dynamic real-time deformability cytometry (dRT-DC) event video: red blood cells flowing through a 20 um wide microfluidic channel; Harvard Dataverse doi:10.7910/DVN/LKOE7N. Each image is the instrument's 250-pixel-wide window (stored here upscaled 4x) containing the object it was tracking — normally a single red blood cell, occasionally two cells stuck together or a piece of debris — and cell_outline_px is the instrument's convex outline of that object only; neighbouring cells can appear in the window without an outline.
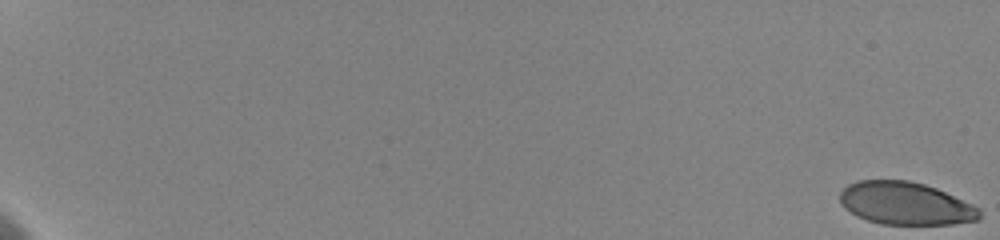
{"species": "human", "species_latin": "Homo sapiens", "temperature_condition": "cold", "stored_images_in_passage": 26, "camera_frame_rate_fps": 3000, "um_per_image_px": 0.085, "donor": {"sex": "female"}, "frame": {"image": 1, "passage_image": 1, "time_ms": 0.0, "image_size_px": [1000, 240], "cell_outline_px": [[980, 220], [952, 224], [880, 224], [856, 216], [844, 208], [840, 204], [840, 192], [848, 184], [856, 180], [908, 180], [924, 184], [936, 188], [972, 204], [980, 208]], "centroid_in_image_um": [76.95, 17.29], "position_along_channel_um": 8.1, "area_um2": 34.85}}
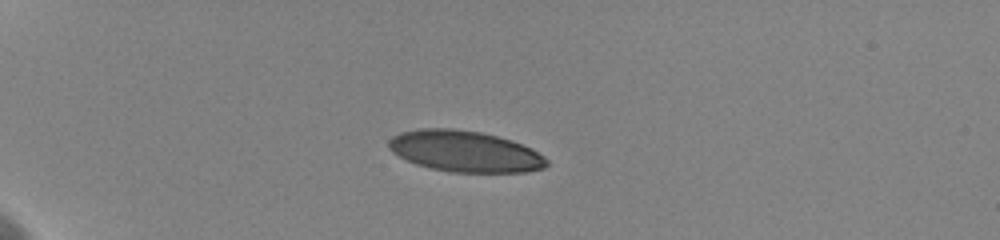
{"frame": {"image": 2, "passage_image": 9, "time_ms": 6.0, "image_size_px": [1000, 240], "cell_outline_px": [[548, 164], [544, 168], [528, 172], [452, 172], [432, 168], [416, 164], [392, 152], [388, 148], [388, 140], [392, 136], [400, 132], [424, 128], [452, 128], [480, 132], [512, 140], [532, 148], [544, 156], [548, 160]], "centroid_in_image_um": [39.53, 12.86], "position_along_channel_um": 45.5, "area_um2": 37.92}}
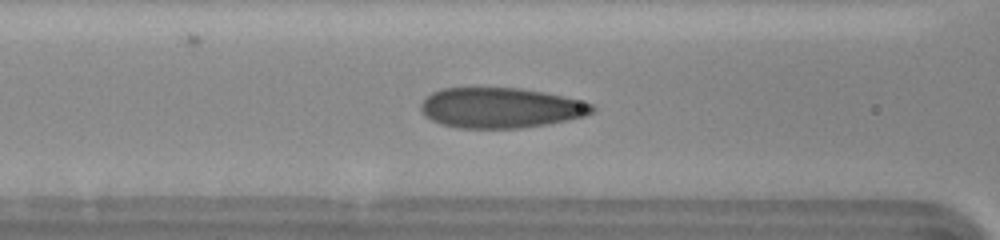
{"frame": {"image": 3, "passage_image": 17, "time_ms": 9.667, "image_size_px": [1000, 240], "cell_outline_px": [[596, 112], [584, 116], [568, 120], [520, 128], [456, 128], [432, 120], [424, 116], [420, 108], [420, 104], [432, 92], [444, 88], [520, 88], [544, 92], [564, 96], [592, 104], [596, 108]], "centroid_in_image_um": [42.56, 9.16], "position_along_channel_um": 124.0, "area_um2": 40.17}}